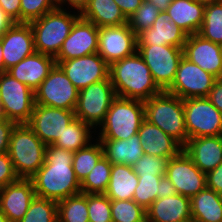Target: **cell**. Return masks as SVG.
Listing matches in <instances>:
<instances>
[{"instance_id":"cell-1","label":"cell","mask_w":222,"mask_h":222,"mask_svg":"<svg viewBox=\"0 0 222 222\" xmlns=\"http://www.w3.org/2000/svg\"><path fill=\"white\" fill-rule=\"evenodd\" d=\"M73 152L47 145L43 166L30 178L37 197L60 201L81 193Z\"/></svg>"},{"instance_id":"cell-2","label":"cell","mask_w":222,"mask_h":222,"mask_svg":"<svg viewBox=\"0 0 222 222\" xmlns=\"http://www.w3.org/2000/svg\"><path fill=\"white\" fill-rule=\"evenodd\" d=\"M109 78L117 97L149 100L162 90L154 82L149 67L136 51L109 66Z\"/></svg>"},{"instance_id":"cell-3","label":"cell","mask_w":222,"mask_h":222,"mask_svg":"<svg viewBox=\"0 0 222 222\" xmlns=\"http://www.w3.org/2000/svg\"><path fill=\"white\" fill-rule=\"evenodd\" d=\"M46 146L27 124L15 125L8 155L19 178L30 179L43 166Z\"/></svg>"},{"instance_id":"cell-4","label":"cell","mask_w":222,"mask_h":222,"mask_svg":"<svg viewBox=\"0 0 222 222\" xmlns=\"http://www.w3.org/2000/svg\"><path fill=\"white\" fill-rule=\"evenodd\" d=\"M145 119L156 125L182 147L188 141L183 99L166 91L144 101Z\"/></svg>"},{"instance_id":"cell-5","label":"cell","mask_w":222,"mask_h":222,"mask_svg":"<svg viewBox=\"0 0 222 222\" xmlns=\"http://www.w3.org/2000/svg\"><path fill=\"white\" fill-rule=\"evenodd\" d=\"M80 17L56 7L41 18L29 22L33 35L35 51L56 57L64 40L69 36L75 21Z\"/></svg>"},{"instance_id":"cell-6","label":"cell","mask_w":222,"mask_h":222,"mask_svg":"<svg viewBox=\"0 0 222 222\" xmlns=\"http://www.w3.org/2000/svg\"><path fill=\"white\" fill-rule=\"evenodd\" d=\"M145 120L144 102L136 99L116 97L100 124L99 139H129L138 133Z\"/></svg>"},{"instance_id":"cell-7","label":"cell","mask_w":222,"mask_h":222,"mask_svg":"<svg viewBox=\"0 0 222 222\" xmlns=\"http://www.w3.org/2000/svg\"><path fill=\"white\" fill-rule=\"evenodd\" d=\"M2 117L16 124H27L35 107V95L27 85L7 72L0 75Z\"/></svg>"},{"instance_id":"cell-8","label":"cell","mask_w":222,"mask_h":222,"mask_svg":"<svg viewBox=\"0 0 222 222\" xmlns=\"http://www.w3.org/2000/svg\"><path fill=\"white\" fill-rule=\"evenodd\" d=\"M137 52L149 67L154 82L166 91L175 79L183 49L170 45H137Z\"/></svg>"},{"instance_id":"cell-9","label":"cell","mask_w":222,"mask_h":222,"mask_svg":"<svg viewBox=\"0 0 222 222\" xmlns=\"http://www.w3.org/2000/svg\"><path fill=\"white\" fill-rule=\"evenodd\" d=\"M116 97L110 78L95 82L79 91L75 117L93 128L100 126Z\"/></svg>"},{"instance_id":"cell-10","label":"cell","mask_w":222,"mask_h":222,"mask_svg":"<svg viewBox=\"0 0 222 222\" xmlns=\"http://www.w3.org/2000/svg\"><path fill=\"white\" fill-rule=\"evenodd\" d=\"M188 139L222 135V113L207 97L183 99Z\"/></svg>"},{"instance_id":"cell-11","label":"cell","mask_w":222,"mask_h":222,"mask_svg":"<svg viewBox=\"0 0 222 222\" xmlns=\"http://www.w3.org/2000/svg\"><path fill=\"white\" fill-rule=\"evenodd\" d=\"M79 90L67 78L58 64L51 69L49 75L34 91L35 104L75 110Z\"/></svg>"},{"instance_id":"cell-12","label":"cell","mask_w":222,"mask_h":222,"mask_svg":"<svg viewBox=\"0 0 222 222\" xmlns=\"http://www.w3.org/2000/svg\"><path fill=\"white\" fill-rule=\"evenodd\" d=\"M216 79L215 76L183 56L176 71L175 79L166 92L181 99L208 97Z\"/></svg>"},{"instance_id":"cell-13","label":"cell","mask_w":222,"mask_h":222,"mask_svg":"<svg viewBox=\"0 0 222 222\" xmlns=\"http://www.w3.org/2000/svg\"><path fill=\"white\" fill-rule=\"evenodd\" d=\"M75 118V110L35 104L27 125L44 144L53 145Z\"/></svg>"},{"instance_id":"cell-14","label":"cell","mask_w":222,"mask_h":222,"mask_svg":"<svg viewBox=\"0 0 222 222\" xmlns=\"http://www.w3.org/2000/svg\"><path fill=\"white\" fill-rule=\"evenodd\" d=\"M165 175L175 186L177 194L189 198L206 187V173L193 163L184 150L168 160Z\"/></svg>"},{"instance_id":"cell-15","label":"cell","mask_w":222,"mask_h":222,"mask_svg":"<svg viewBox=\"0 0 222 222\" xmlns=\"http://www.w3.org/2000/svg\"><path fill=\"white\" fill-rule=\"evenodd\" d=\"M137 51V35L128 24L99 28L97 53L110 66Z\"/></svg>"},{"instance_id":"cell-16","label":"cell","mask_w":222,"mask_h":222,"mask_svg":"<svg viewBox=\"0 0 222 222\" xmlns=\"http://www.w3.org/2000/svg\"><path fill=\"white\" fill-rule=\"evenodd\" d=\"M55 61L79 91L95 82L109 78V65L98 53Z\"/></svg>"},{"instance_id":"cell-17","label":"cell","mask_w":222,"mask_h":222,"mask_svg":"<svg viewBox=\"0 0 222 222\" xmlns=\"http://www.w3.org/2000/svg\"><path fill=\"white\" fill-rule=\"evenodd\" d=\"M98 33L99 28L95 24L79 17L55 60H70L97 53Z\"/></svg>"},{"instance_id":"cell-18","label":"cell","mask_w":222,"mask_h":222,"mask_svg":"<svg viewBox=\"0 0 222 222\" xmlns=\"http://www.w3.org/2000/svg\"><path fill=\"white\" fill-rule=\"evenodd\" d=\"M184 57L216 78L222 77V45L213 43L198 33L188 35Z\"/></svg>"},{"instance_id":"cell-19","label":"cell","mask_w":222,"mask_h":222,"mask_svg":"<svg viewBox=\"0 0 222 222\" xmlns=\"http://www.w3.org/2000/svg\"><path fill=\"white\" fill-rule=\"evenodd\" d=\"M0 38L6 70L35 52L34 35L29 23L15 22Z\"/></svg>"},{"instance_id":"cell-20","label":"cell","mask_w":222,"mask_h":222,"mask_svg":"<svg viewBox=\"0 0 222 222\" xmlns=\"http://www.w3.org/2000/svg\"><path fill=\"white\" fill-rule=\"evenodd\" d=\"M35 196L31 179L19 178L0 189V210L10 222H19Z\"/></svg>"},{"instance_id":"cell-21","label":"cell","mask_w":222,"mask_h":222,"mask_svg":"<svg viewBox=\"0 0 222 222\" xmlns=\"http://www.w3.org/2000/svg\"><path fill=\"white\" fill-rule=\"evenodd\" d=\"M188 35L178 27L166 11H161L151 28L137 35V45H170L184 48Z\"/></svg>"},{"instance_id":"cell-22","label":"cell","mask_w":222,"mask_h":222,"mask_svg":"<svg viewBox=\"0 0 222 222\" xmlns=\"http://www.w3.org/2000/svg\"><path fill=\"white\" fill-rule=\"evenodd\" d=\"M55 64V57L35 51L18 64L10 67L7 73L35 91Z\"/></svg>"},{"instance_id":"cell-23","label":"cell","mask_w":222,"mask_h":222,"mask_svg":"<svg viewBox=\"0 0 222 222\" xmlns=\"http://www.w3.org/2000/svg\"><path fill=\"white\" fill-rule=\"evenodd\" d=\"M146 222H192L190 198L175 194L156 199L146 210Z\"/></svg>"},{"instance_id":"cell-24","label":"cell","mask_w":222,"mask_h":222,"mask_svg":"<svg viewBox=\"0 0 222 222\" xmlns=\"http://www.w3.org/2000/svg\"><path fill=\"white\" fill-rule=\"evenodd\" d=\"M183 150L202 172L207 173L222 163V135L188 139Z\"/></svg>"},{"instance_id":"cell-25","label":"cell","mask_w":222,"mask_h":222,"mask_svg":"<svg viewBox=\"0 0 222 222\" xmlns=\"http://www.w3.org/2000/svg\"><path fill=\"white\" fill-rule=\"evenodd\" d=\"M138 135L144 154L169 160L183 150V147L175 139L146 119L142 122Z\"/></svg>"},{"instance_id":"cell-26","label":"cell","mask_w":222,"mask_h":222,"mask_svg":"<svg viewBox=\"0 0 222 222\" xmlns=\"http://www.w3.org/2000/svg\"><path fill=\"white\" fill-rule=\"evenodd\" d=\"M205 6L195 0H172L165 10L171 21L187 35L198 33L204 16Z\"/></svg>"},{"instance_id":"cell-27","label":"cell","mask_w":222,"mask_h":222,"mask_svg":"<svg viewBox=\"0 0 222 222\" xmlns=\"http://www.w3.org/2000/svg\"><path fill=\"white\" fill-rule=\"evenodd\" d=\"M80 17L95 24L98 28L120 26L128 19L114 0H89Z\"/></svg>"},{"instance_id":"cell-28","label":"cell","mask_w":222,"mask_h":222,"mask_svg":"<svg viewBox=\"0 0 222 222\" xmlns=\"http://www.w3.org/2000/svg\"><path fill=\"white\" fill-rule=\"evenodd\" d=\"M103 147L104 156L112 164L133 166L144 153L138 133L129 139H97Z\"/></svg>"},{"instance_id":"cell-29","label":"cell","mask_w":222,"mask_h":222,"mask_svg":"<svg viewBox=\"0 0 222 222\" xmlns=\"http://www.w3.org/2000/svg\"><path fill=\"white\" fill-rule=\"evenodd\" d=\"M192 222H222V195L205 187L190 198Z\"/></svg>"},{"instance_id":"cell-30","label":"cell","mask_w":222,"mask_h":222,"mask_svg":"<svg viewBox=\"0 0 222 222\" xmlns=\"http://www.w3.org/2000/svg\"><path fill=\"white\" fill-rule=\"evenodd\" d=\"M138 176L132 166L112 164L110 181L104 193L110 200H133Z\"/></svg>"},{"instance_id":"cell-31","label":"cell","mask_w":222,"mask_h":222,"mask_svg":"<svg viewBox=\"0 0 222 222\" xmlns=\"http://www.w3.org/2000/svg\"><path fill=\"white\" fill-rule=\"evenodd\" d=\"M91 129H93L91 125L75 118L53 145L73 153L77 152L90 144L89 141L92 139Z\"/></svg>"},{"instance_id":"cell-32","label":"cell","mask_w":222,"mask_h":222,"mask_svg":"<svg viewBox=\"0 0 222 222\" xmlns=\"http://www.w3.org/2000/svg\"><path fill=\"white\" fill-rule=\"evenodd\" d=\"M58 222H89L87 194L79 193L57 202Z\"/></svg>"},{"instance_id":"cell-33","label":"cell","mask_w":222,"mask_h":222,"mask_svg":"<svg viewBox=\"0 0 222 222\" xmlns=\"http://www.w3.org/2000/svg\"><path fill=\"white\" fill-rule=\"evenodd\" d=\"M112 163L103 156L80 183L83 194H104L110 181Z\"/></svg>"},{"instance_id":"cell-34","label":"cell","mask_w":222,"mask_h":222,"mask_svg":"<svg viewBox=\"0 0 222 222\" xmlns=\"http://www.w3.org/2000/svg\"><path fill=\"white\" fill-rule=\"evenodd\" d=\"M103 156L104 151L100 141L96 144L90 142L88 146L73 153L72 166L80 183Z\"/></svg>"},{"instance_id":"cell-35","label":"cell","mask_w":222,"mask_h":222,"mask_svg":"<svg viewBox=\"0 0 222 222\" xmlns=\"http://www.w3.org/2000/svg\"><path fill=\"white\" fill-rule=\"evenodd\" d=\"M198 34L222 45V3L205 6L203 23Z\"/></svg>"},{"instance_id":"cell-36","label":"cell","mask_w":222,"mask_h":222,"mask_svg":"<svg viewBox=\"0 0 222 222\" xmlns=\"http://www.w3.org/2000/svg\"><path fill=\"white\" fill-rule=\"evenodd\" d=\"M19 222H58L57 201L35 196Z\"/></svg>"},{"instance_id":"cell-37","label":"cell","mask_w":222,"mask_h":222,"mask_svg":"<svg viewBox=\"0 0 222 222\" xmlns=\"http://www.w3.org/2000/svg\"><path fill=\"white\" fill-rule=\"evenodd\" d=\"M112 222H146V210L134 200H111Z\"/></svg>"},{"instance_id":"cell-38","label":"cell","mask_w":222,"mask_h":222,"mask_svg":"<svg viewBox=\"0 0 222 222\" xmlns=\"http://www.w3.org/2000/svg\"><path fill=\"white\" fill-rule=\"evenodd\" d=\"M162 176H138V185L135 189L133 200L145 210L157 199L160 193L158 184Z\"/></svg>"},{"instance_id":"cell-39","label":"cell","mask_w":222,"mask_h":222,"mask_svg":"<svg viewBox=\"0 0 222 222\" xmlns=\"http://www.w3.org/2000/svg\"><path fill=\"white\" fill-rule=\"evenodd\" d=\"M161 10H159L151 2L144 0L134 14L128 18L130 29L136 34H140L146 29H149L154 24Z\"/></svg>"},{"instance_id":"cell-40","label":"cell","mask_w":222,"mask_h":222,"mask_svg":"<svg viewBox=\"0 0 222 222\" xmlns=\"http://www.w3.org/2000/svg\"><path fill=\"white\" fill-rule=\"evenodd\" d=\"M57 7V0H20V22L29 23Z\"/></svg>"},{"instance_id":"cell-41","label":"cell","mask_w":222,"mask_h":222,"mask_svg":"<svg viewBox=\"0 0 222 222\" xmlns=\"http://www.w3.org/2000/svg\"><path fill=\"white\" fill-rule=\"evenodd\" d=\"M89 222H112L111 200L105 194H87Z\"/></svg>"},{"instance_id":"cell-42","label":"cell","mask_w":222,"mask_h":222,"mask_svg":"<svg viewBox=\"0 0 222 222\" xmlns=\"http://www.w3.org/2000/svg\"><path fill=\"white\" fill-rule=\"evenodd\" d=\"M167 162V158L144 154L132 167L137 176H164Z\"/></svg>"},{"instance_id":"cell-43","label":"cell","mask_w":222,"mask_h":222,"mask_svg":"<svg viewBox=\"0 0 222 222\" xmlns=\"http://www.w3.org/2000/svg\"><path fill=\"white\" fill-rule=\"evenodd\" d=\"M17 176L13 163L8 153H0V189L7 186L9 183L17 181Z\"/></svg>"},{"instance_id":"cell-44","label":"cell","mask_w":222,"mask_h":222,"mask_svg":"<svg viewBox=\"0 0 222 222\" xmlns=\"http://www.w3.org/2000/svg\"><path fill=\"white\" fill-rule=\"evenodd\" d=\"M16 123L0 117V153H8L12 129Z\"/></svg>"},{"instance_id":"cell-45","label":"cell","mask_w":222,"mask_h":222,"mask_svg":"<svg viewBox=\"0 0 222 222\" xmlns=\"http://www.w3.org/2000/svg\"><path fill=\"white\" fill-rule=\"evenodd\" d=\"M206 187L222 195V163L206 173Z\"/></svg>"},{"instance_id":"cell-46","label":"cell","mask_w":222,"mask_h":222,"mask_svg":"<svg viewBox=\"0 0 222 222\" xmlns=\"http://www.w3.org/2000/svg\"><path fill=\"white\" fill-rule=\"evenodd\" d=\"M0 7L14 22H20V0H0Z\"/></svg>"},{"instance_id":"cell-47","label":"cell","mask_w":222,"mask_h":222,"mask_svg":"<svg viewBox=\"0 0 222 222\" xmlns=\"http://www.w3.org/2000/svg\"><path fill=\"white\" fill-rule=\"evenodd\" d=\"M207 98L222 113V77L216 79Z\"/></svg>"},{"instance_id":"cell-48","label":"cell","mask_w":222,"mask_h":222,"mask_svg":"<svg viewBox=\"0 0 222 222\" xmlns=\"http://www.w3.org/2000/svg\"><path fill=\"white\" fill-rule=\"evenodd\" d=\"M124 13L125 17L130 18L144 0H114Z\"/></svg>"},{"instance_id":"cell-49","label":"cell","mask_w":222,"mask_h":222,"mask_svg":"<svg viewBox=\"0 0 222 222\" xmlns=\"http://www.w3.org/2000/svg\"><path fill=\"white\" fill-rule=\"evenodd\" d=\"M158 188L160 189V193H157V199L177 194L175 186L169 181L166 175L161 177Z\"/></svg>"},{"instance_id":"cell-50","label":"cell","mask_w":222,"mask_h":222,"mask_svg":"<svg viewBox=\"0 0 222 222\" xmlns=\"http://www.w3.org/2000/svg\"><path fill=\"white\" fill-rule=\"evenodd\" d=\"M15 22L4 12L0 7V37L14 24Z\"/></svg>"},{"instance_id":"cell-51","label":"cell","mask_w":222,"mask_h":222,"mask_svg":"<svg viewBox=\"0 0 222 222\" xmlns=\"http://www.w3.org/2000/svg\"><path fill=\"white\" fill-rule=\"evenodd\" d=\"M88 1L89 0H57V7L62 8V4L68 2V5L74 7L78 12H81L87 5Z\"/></svg>"},{"instance_id":"cell-52","label":"cell","mask_w":222,"mask_h":222,"mask_svg":"<svg viewBox=\"0 0 222 222\" xmlns=\"http://www.w3.org/2000/svg\"><path fill=\"white\" fill-rule=\"evenodd\" d=\"M147 1L154 4L161 11H165L172 2V0H147Z\"/></svg>"},{"instance_id":"cell-53","label":"cell","mask_w":222,"mask_h":222,"mask_svg":"<svg viewBox=\"0 0 222 222\" xmlns=\"http://www.w3.org/2000/svg\"><path fill=\"white\" fill-rule=\"evenodd\" d=\"M4 72H7V70L5 69L4 65L3 54H2V41L0 38V75L3 74Z\"/></svg>"},{"instance_id":"cell-54","label":"cell","mask_w":222,"mask_h":222,"mask_svg":"<svg viewBox=\"0 0 222 222\" xmlns=\"http://www.w3.org/2000/svg\"><path fill=\"white\" fill-rule=\"evenodd\" d=\"M195 1L204 5V6L210 5V4L222 3V0H195Z\"/></svg>"},{"instance_id":"cell-55","label":"cell","mask_w":222,"mask_h":222,"mask_svg":"<svg viewBox=\"0 0 222 222\" xmlns=\"http://www.w3.org/2000/svg\"><path fill=\"white\" fill-rule=\"evenodd\" d=\"M0 222H10L1 210H0Z\"/></svg>"},{"instance_id":"cell-56","label":"cell","mask_w":222,"mask_h":222,"mask_svg":"<svg viewBox=\"0 0 222 222\" xmlns=\"http://www.w3.org/2000/svg\"><path fill=\"white\" fill-rule=\"evenodd\" d=\"M0 117H2L1 103H0Z\"/></svg>"}]
</instances>
